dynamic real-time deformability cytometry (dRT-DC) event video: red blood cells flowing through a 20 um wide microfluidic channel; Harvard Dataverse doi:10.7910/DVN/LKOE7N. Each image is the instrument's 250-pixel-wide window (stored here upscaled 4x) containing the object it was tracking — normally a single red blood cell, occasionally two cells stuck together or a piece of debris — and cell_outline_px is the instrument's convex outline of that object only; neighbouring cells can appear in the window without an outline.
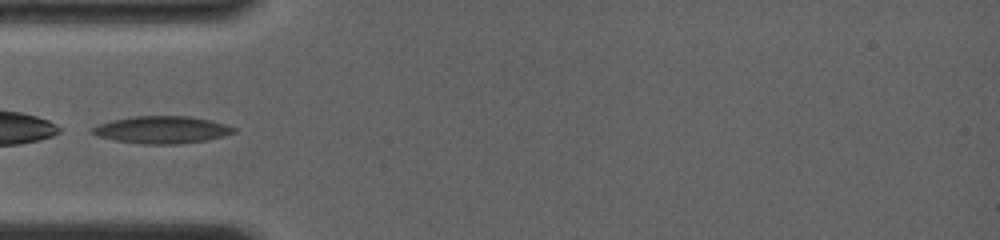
{"species": "common noctule bat (a hibernating species)", "species_latin": "Nyctalus noctula", "temperature_condition": "room temperature", "stored_images_in_passage": 4, "camera_frame_rate_fps": 4000, "um_per_image_px": 0.085, "animal": {"sex": "female", "body_mass_g": 19.0, "forearm_length_mm": 56.7}, "frame": {"image": 1, "passage_image": 1, "time_ms": 0.0, "image_size_px": [1000, 240], "cell_outline_px": [[236, 132], [224, 136], [208, 140], [176, 144], [144, 144], [116, 140], [96, 136], [88, 132], [88, 128], [112, 120], [132, 116], [188, 116], [212, 120], [236, 128]], "centroid_in_image_um": [13.73, 11.03], "position_along_channel_um": 71.3, "area_um2": 22.66}}
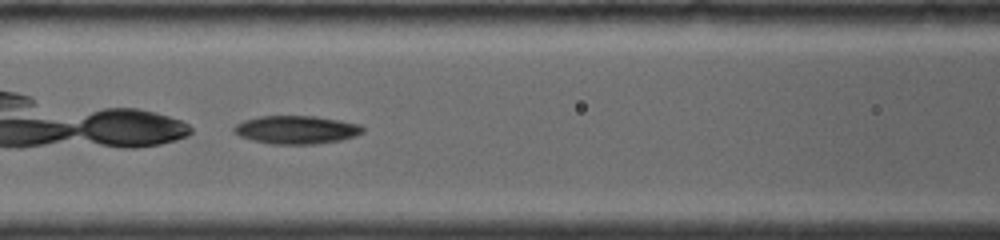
{"frame": {"image": 2, "passage_image": 3, "time_ms": 1.75, "image_size_px": [1000, 240], "cell_outline_px": [[364, 132], [356, 136], [340, 140], [312, 144], [272, 144], [252, 140], [240, 136], [232, 128], [236, 124], [244, 120], [260, 116], [316, 116], [340, 120], [360, 124], [364, 128]], "centroid_in_image_um": [25.21, 11.02], "position_along_channel_um": 141.4, "area_um2": 21.15}}
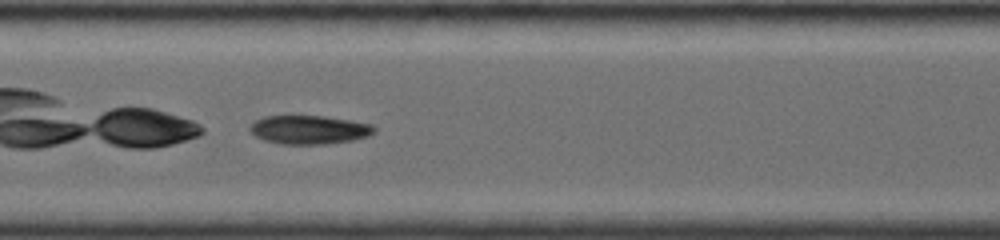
{"frame": {"image": 3, "passage_image": 4, "time_ms": 2.75, "image_size_px": [1000, 240], "cell_outline_px": [[376, 132], [368, 136], [352, 140], [328, 144], [280, 144], [264, 140], [256, 136], [248, 128], [256, 120], [264, 116], [324, 116], [372, 124], [376, 128]], "centroid_in_image_um": [26.3, 11.03], "position_along_channel_um": 181.1, "area_um2": 20.75}}